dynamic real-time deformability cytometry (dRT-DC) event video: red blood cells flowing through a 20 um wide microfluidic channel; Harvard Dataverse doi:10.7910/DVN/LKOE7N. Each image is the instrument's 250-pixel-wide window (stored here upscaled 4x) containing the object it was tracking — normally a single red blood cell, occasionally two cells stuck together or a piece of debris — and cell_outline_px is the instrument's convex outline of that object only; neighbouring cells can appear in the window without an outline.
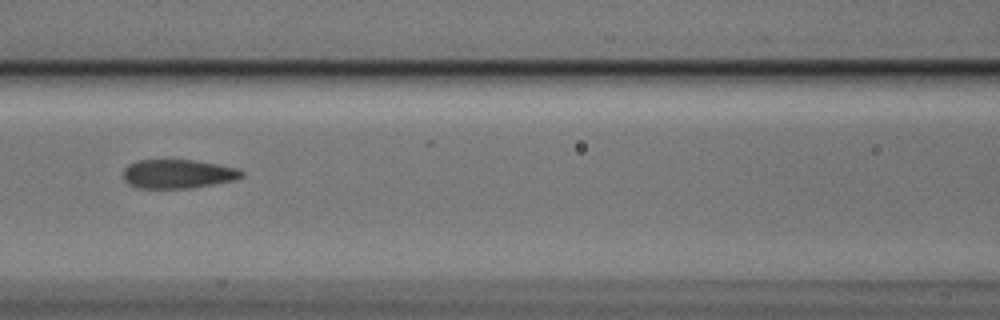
{"species": "Egyptian fruit bat (a non-hibernating species)", "species_latin": "Rousettus aegyptiacus", "temperature_condition": "cold", "stored_images_in_passage": 9, "camera_frame_rate_fps": 3000, "um_per_image_px": 0.085, "animal": {"sex": "male"}, "frame": {"image": 1, "passage_image": 7, "time_ms": 2.0, "image_size_px": [1000, 320], "cell_outline_px": [[244, 176], [236, 180], [192, 188], [140, 188], [128, 184], [124, 180], [124, 168], [128, 164], [136, 160], [196, 160], [220, 164], [240, 168], [244, 172]], "centroid_in_image_um": [15.17, 14.77], "position_along_channel_um": 151.4, "area_um2": 20.29}}
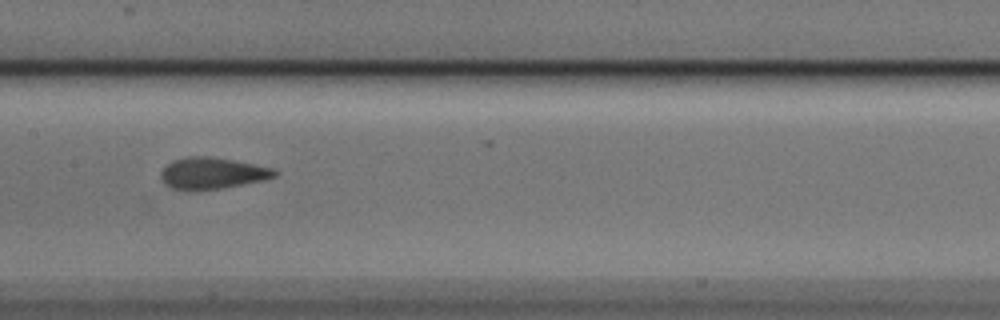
{"frame": {"image": 2, "passage_image": 8, "time_ms": 2.333, "image_size_px": [1000, 320], "cell_outline_px": [[280, 172], [276, 176], [264, 180], [220, 188], [196, 192], [188, 192], [172, 188], [164, 184], [160, 176], [160, 172], [172, 160], [188, 156], [212, 156], [272, 168]], "centroid_in_image_um": [17.99, 14.74], "position_along_channel_um": 189.4, "area_um2": 21.15}}
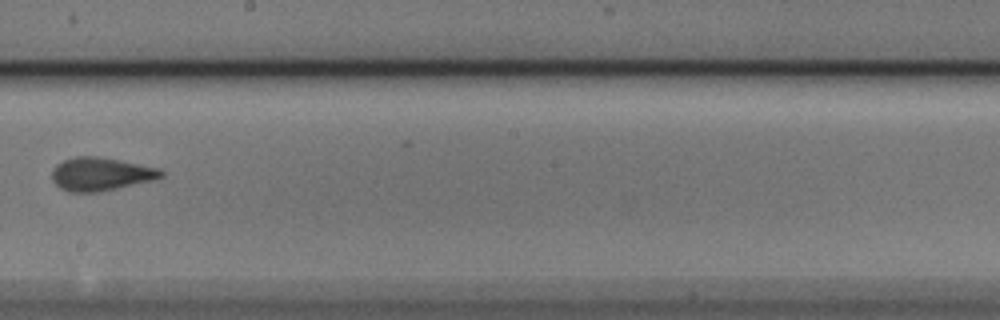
{"frame": {"image": 3, "passage_image": 9, "time_ms": 2.667, "image_size_px": [1000, 320], "cell_outline_px": [[164, 176], [156, 180], [100, 192], [68, 192], [60, 188], [52, 180], [52, 168], [56, 164], [64, 160], [76, 156], [100, 156], [160, 168], [164, 172]], "centroid_in_image_um": [8.59, 14.8], "position_along_channel_um": 239.6, "area_um2": 21.5}}